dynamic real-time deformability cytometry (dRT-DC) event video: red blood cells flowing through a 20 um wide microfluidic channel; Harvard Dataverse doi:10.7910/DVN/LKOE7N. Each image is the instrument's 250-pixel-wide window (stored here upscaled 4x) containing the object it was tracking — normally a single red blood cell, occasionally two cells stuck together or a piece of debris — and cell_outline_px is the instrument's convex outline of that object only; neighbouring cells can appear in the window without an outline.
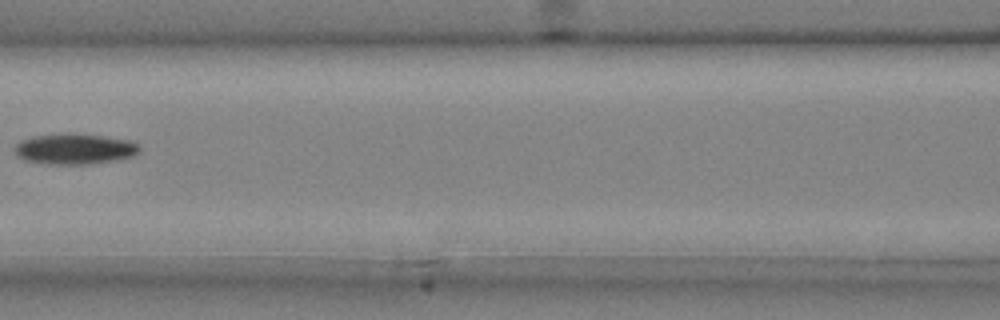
{"species": "common noctule bat (a hibernating species)", "species_latin": "Nyctalus noctula", "temperature_condition": "cold", "stored_images_in_passage": 6, "camera_frame_rate_fps": 3000, "um_per_image_px": 0.085, "animal": {"sex": "male", "body_mass_g": 20.4}, "frame": {"image": 1, "passage_image": 6, "time_ms": 1.667, "image_size_px": [1000, 320], "cell_outline_px": [[140, 148], [132, 156], [112, 160], [88, 164], [48, 164], [24, 160], [16, 156], [12, 148], [20, 140], [32, 136], [100, 136], [128, 140], [140, 144]], "centroid_in_image_um": [6.27, 12.7], "position_along_channel_um": 160.3, "area_um2": 21.39}}